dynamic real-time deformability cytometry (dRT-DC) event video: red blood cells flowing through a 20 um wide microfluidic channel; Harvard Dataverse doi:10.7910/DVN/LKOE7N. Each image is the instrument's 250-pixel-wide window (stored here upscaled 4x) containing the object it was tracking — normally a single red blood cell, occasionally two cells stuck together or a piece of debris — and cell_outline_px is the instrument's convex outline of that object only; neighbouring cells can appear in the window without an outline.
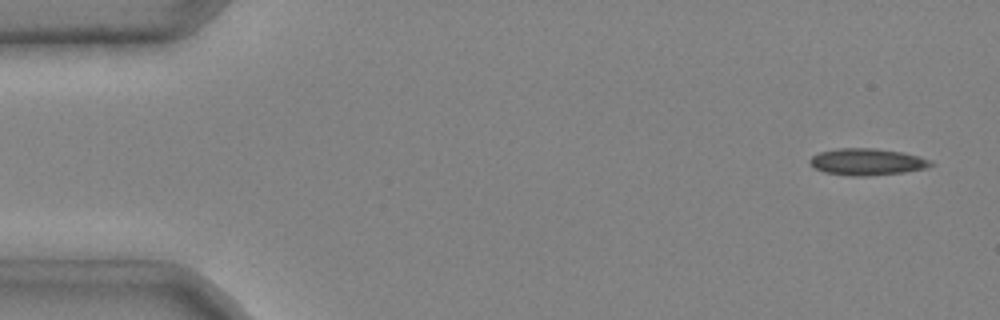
{"species": "common noctule bat (a hibernating species)", "species_latin": "Nyctalus noctula", "temperature_condition": "cold", "stored_images_in_passage": 5, "segment_of_instrument_passage": [1, 2], "camera_frame_rate_fps": 3000, "um_per_image_px": 0.085, "animal": {"sex": "male", "body_mass_g": 20.4}, "frame": {"image": 1, "passage_image": 1, "time_ms": 0.0, "image_size_px": [1000, 320], "cell_outline_px": [[936, 164], [928, 168], [904, 172], [864, 176], [852, 176], [824, 172], [816, 168], [808, 160], [812, 156], [820, 152], [836, 148], [876, 148], [900, 152], [920, 156], [932, 160]], "centroid_in_image_um": [73.75, 13.75], "position_along_channel_um": 11.2, "area_um2": 18.9}}
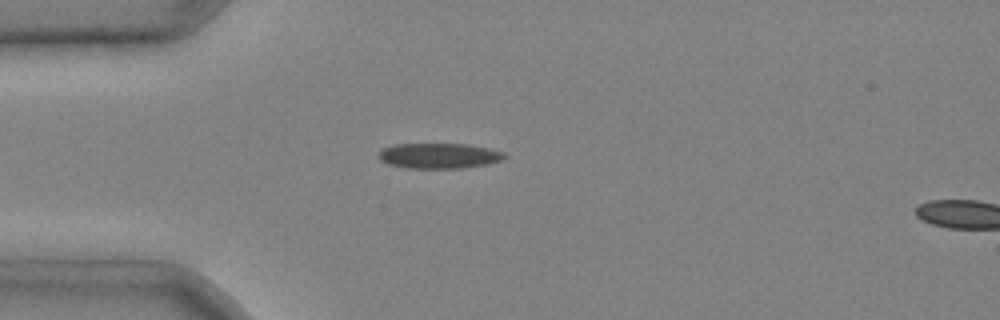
{"frame": {"image": 2, "passage_image": 4, "time_ms": 1.0, "image_size_px": [1000, 320], "cell_outline_px": [[508, 156], [500, 160], [488, 164], [460, 168], [408, 168], [388, 164], [380, 160], [380, 152], [384, 148], [396, 144], [468, 144], [488, 148], [504, 152]], "centroid_in_image_um": [37.35, 13.24], "position_along_channel_um": 47.7, "area_um2": 18.44}}